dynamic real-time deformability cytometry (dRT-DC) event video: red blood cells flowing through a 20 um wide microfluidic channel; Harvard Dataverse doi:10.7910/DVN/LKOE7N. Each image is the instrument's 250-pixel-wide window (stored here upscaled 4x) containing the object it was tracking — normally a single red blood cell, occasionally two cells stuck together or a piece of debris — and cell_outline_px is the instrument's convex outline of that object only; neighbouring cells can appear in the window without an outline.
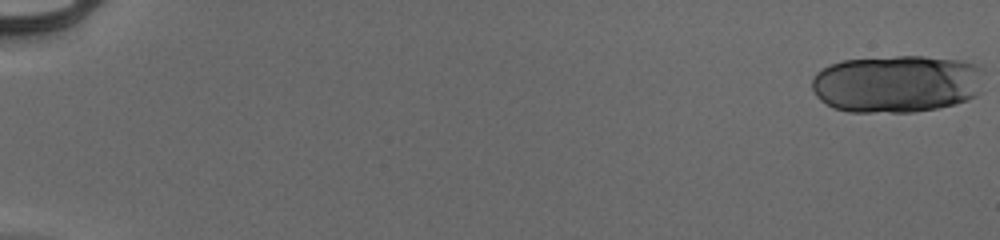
{"species": "human", "species_latin": "Homo sapiens", "temperature_condition": "cold", "stored_images_in_passage": 23, "camera_frame_rate_fps": 3000, "um_per_image_px": 0.085, "donor": {"sex": "male"}, "frame": {"image": 1, "passage_image": 1, "time_ms": 0.0, "image_size_px": [1000, 240], "cell_outline_px": [[984, 68], [972, 96], [964, 100], [952, 104], [936, 108], [912, 112], [848, 112], [836, 108], [820, 100], [816, 96], [812, 88], [812, 80], [816, 72], [832, 64], [844, 60], [896, 56], [924, 56], [964, 60], [980, 64]], "centroid_in_image_um": [76.18, 7.1], "position_along_channel_um": 8.8, "area_um2": 57.4}}
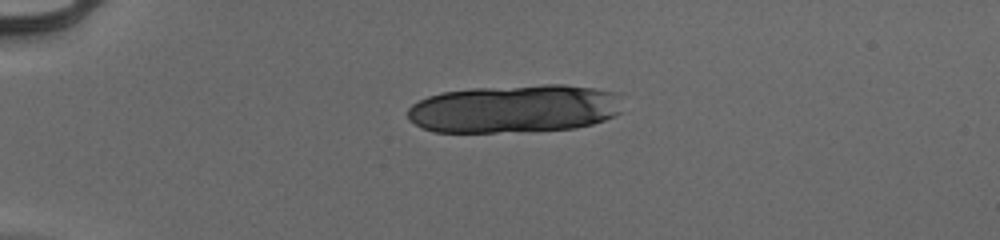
{"frame": {"image": 2, "passage_image": 15, "time_ms": 4.667, "image_size_px": [1000, 240], "cell_outline_px": [[620, 112], [604, 120], [592, 124], [576, 128], [496, 132], [432, 132], [416, 124], [408, 116], [408, 108], [412, 104], [428, 96], [440, 92], [472, 88], [544, 84], [564, 84], [596, 88], [612, 92]], "centroid_in_image_um": [43.66, 9.23], "position_along_channel_um": 41.3, "area_um2": 59.82}}